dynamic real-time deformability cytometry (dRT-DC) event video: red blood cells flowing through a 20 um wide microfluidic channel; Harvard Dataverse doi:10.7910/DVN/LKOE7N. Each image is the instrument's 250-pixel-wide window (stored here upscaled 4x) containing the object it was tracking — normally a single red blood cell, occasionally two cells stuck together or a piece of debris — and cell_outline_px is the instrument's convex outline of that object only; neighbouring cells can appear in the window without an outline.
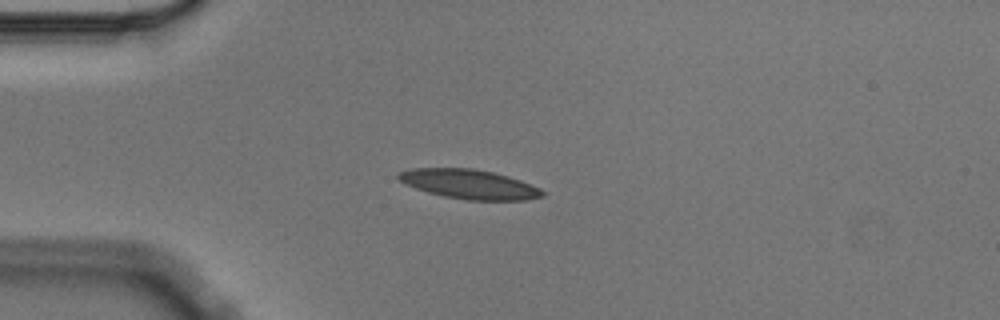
{"species": "Egyptian fruit bat (a non-hibernating species)", "species_latin": "Rousettus aegyptiacus", "temperature_condition": "cold", "stored_images_in_passage": 4, "camera_frame_rate_fps": 3000, "um_per_image_px": 0.085, "animal": {"sex": "male"}, "frame": {"image": 1, "passage_image": 4, "time_ms": 1.0, "image_size_px": [1000, 320], "cell_outline_px": [[544, 196], [528, 200], [468, 200], [444, 196], [428, 192], [416, 188], [400, 180], [396, 176], [396, 172], [412, 168], [472, 168], [492, 172], [508, 176], [520, 180], [540, 188], [544, 192]], "centroid_in_image_um": [39.89, 15.65], "position_along_channel_um": 45.1, "area_um2": 24.57}}